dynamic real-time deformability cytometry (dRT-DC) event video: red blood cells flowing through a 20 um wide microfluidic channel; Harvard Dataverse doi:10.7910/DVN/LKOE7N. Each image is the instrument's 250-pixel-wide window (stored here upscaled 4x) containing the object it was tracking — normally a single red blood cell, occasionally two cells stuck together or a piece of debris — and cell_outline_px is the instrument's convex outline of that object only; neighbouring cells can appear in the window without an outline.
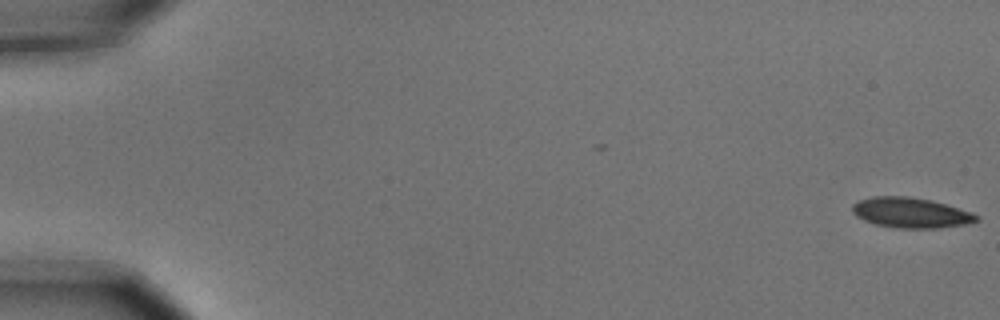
{"species": "common noctule bat (a hibernating species)", "species_latin": "Nyctalus noctula", "temperature_condition": "cold", "stored_images_in_passage": 2, "camera_frame_rate_fps": 3000, "um_per_image_px": 0.085, "animal": {"sex": "male", "body_mass_g": 15.6}, "frame": {"image": 1, "passage_image": 2, "time_ms": 0.333, "image_size_px": [1000, 320], "cell_outline_px": [[980, 220], [968, 224], [936, 228], [896, 228], [876, 224], [864, 220], [856, 216], [852, 212], [852, 204], [860, 200], [872, 196], [908, 196], [932, 200], [972, 212], [980, 216]], "centroid_in_image_um": [77.44, 18.08], "position_along_channel_um": 7.6, "area_um2": 22.02}}